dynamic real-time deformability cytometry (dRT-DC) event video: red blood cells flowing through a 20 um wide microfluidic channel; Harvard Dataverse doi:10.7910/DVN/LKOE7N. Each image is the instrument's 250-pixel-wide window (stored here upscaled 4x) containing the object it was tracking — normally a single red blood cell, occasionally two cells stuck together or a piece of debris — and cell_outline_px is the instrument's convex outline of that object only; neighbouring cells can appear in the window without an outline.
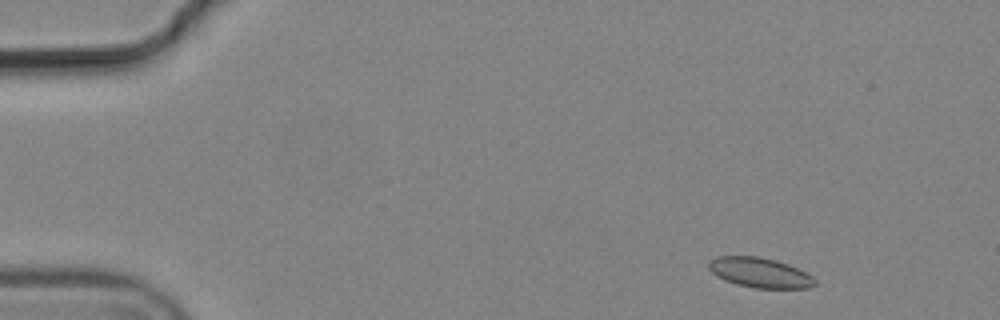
{"species": "common noctule bat (a hibernating species)", "species_latin": "Nyctalus noctula", "temperature_condition": "cold", "stored_images_in_passage": 3, "camera_frame_rate_fps": 3000, "um_per_image_px": 0.085, "animal": {"sex": "male", "body_mass_g": 19.2, "forearm_length_mm": 51.8}, "frame": {"image": 1, "passage_image": 1, "time_ms": 0.0, "image_size_px": [1000, 320], "cell_outline_px": [[816, 284], [812, 288], [756, 288], [736, 284], [724, 280], [712, 272], [708, 268], [708, 260], [716, 256], [756, 256], [776, 260], [788, 264], [812, 276], [816, 280]], "centroid_in_image_um": [64.57, 23.17], "position_along_channel_um": 20.4, "area_um2": 18.55}}